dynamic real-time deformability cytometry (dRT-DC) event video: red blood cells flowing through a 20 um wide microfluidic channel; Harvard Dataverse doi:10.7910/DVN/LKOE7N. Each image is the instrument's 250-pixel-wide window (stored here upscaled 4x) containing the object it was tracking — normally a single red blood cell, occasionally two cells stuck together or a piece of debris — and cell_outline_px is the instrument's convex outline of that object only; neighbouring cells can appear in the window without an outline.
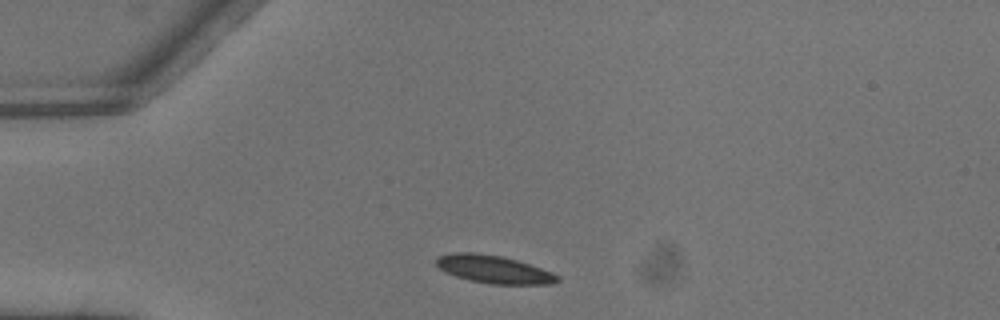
{"species": "common noctule bat (a hibernating species)", "species_latin": "Nyctalus noctula", "temperature_condition": "warm", "stored_images_in_passage": 3, "camera_frame_rate_fps": 3000, "um_per_image_px": 0.085, "animal": {"sex": "male", "body_mass_g": 13.3}, "frame": {"image": 1, "passage_image": 1, "time_ms": 0.0, "image_size_px": [1000, 320], "cell_outline_px": [[560, 280], [552, 284], [488, 284], [456, 276], [440, 268], [436, 264], [436, 260], [440, 256], [452, 252], [472, 252], [500, 256], [516, 260], [552, 272], [560, 276]], "centroid_in_image_um": [42.0, 22.89], "position_along_channel_um": 43.0, "area_um2": 19.36}}
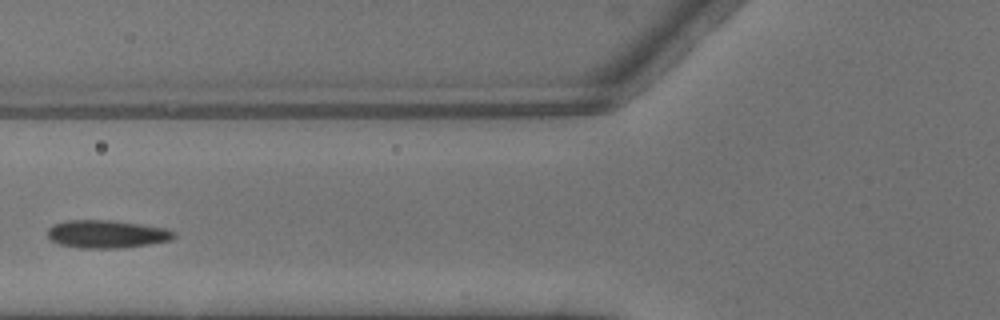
{"frame": {"image": 2, "passage_image": 3, "time_ms": 0.667, "image_size_px": [1000, 320], "cell_outline_px": [[176, 236], [172, 240], [124, 248], [80, 248], [60, 244], [48, 240], [48, 228], [56, 224], [68, 220], [112, 220], [168, 228], [176, 232]], "centroid_in_image_um": [9.11, 19.9], "position_along_channel_um": 116.7, "area_um2": 20.69}}